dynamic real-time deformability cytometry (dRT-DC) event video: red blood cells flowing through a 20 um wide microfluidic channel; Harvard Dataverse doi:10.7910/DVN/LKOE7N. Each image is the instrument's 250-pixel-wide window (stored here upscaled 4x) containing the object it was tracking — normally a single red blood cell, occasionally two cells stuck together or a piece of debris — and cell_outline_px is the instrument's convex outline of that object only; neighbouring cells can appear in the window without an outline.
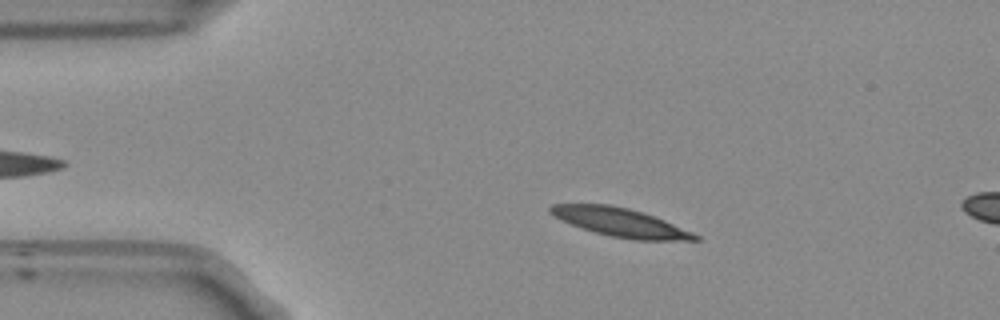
{"species": "Egyptian fruit bat (a non-hibernating species)", "species_latin": "Rousettus aegyptiacus", "temperature_condition": "room temperature", "stored_images_in_passage": 40, "camera_frame_rate_fps": 3000, "um_per_image_px": 0.085, "frame": {"image": 1, "passage_image": 4, "time_ms": 1.0, "image_size_px": [1000, 320], "cell_outline_px": [[704, 240], [632, 240], [612, 236], [580, 228], [560, 220], [548, 212], [548, 208], [552, 204], [608, 204], [628, 208], [664, 220], [692, 232], [700, 236]], "centroid_in_image_um": [52.7, 18.9], "position_along_channel_um": 32.3, "area_um2": 23.93}}
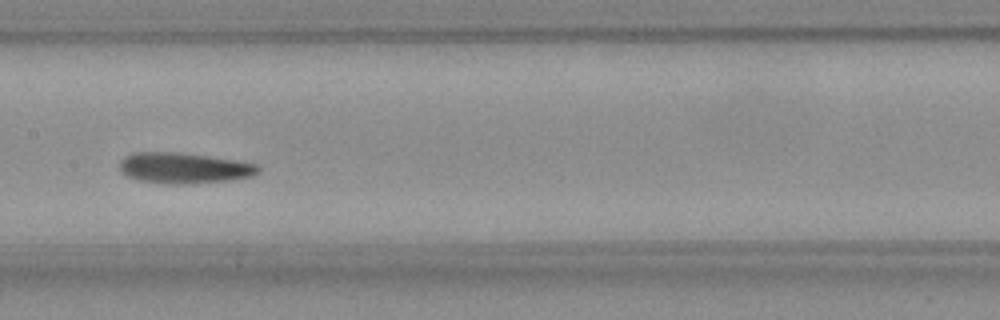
{"frame": {"image": 2, "passage_image": 20, "time_ms": 6.333, "image_size_px": [1000, 320], "cell_outline_px": [[260, 172], [252, 176], [232, 180], [188, 184], [168, 184], [136, 180], [128, 176], [120, 168], [120, 160], [136, 152], [180, 152], [236, 160], [260, 164]], "centroid_in_image_um": [15.7, 14.29], "position_along_channel_um": 191.7, "area_um2": 24.97}}
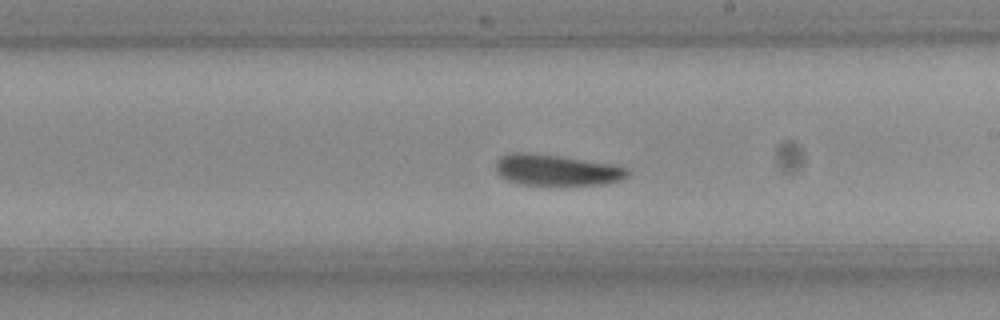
{"frame": {"image": 3, "passage_image": 24, "time_ms": 7.667, "image_size_px": [1000, 320], "cell_outline_px": [[632, 172], [628, 176], [620, 180], [604, 184], [520, 184], [508, 180], [500, 176], [496, 172], [496, 160], [500, 156], [512, 152], [524, 152], [560, 156], [612, 164], [628, 168]], "centroid_in_image_um": [47.31, 14.44], "position_along_channel_um": 241.7, "area_um2": 23.76}, "authors_computed_cell_mechanics": {"area_um2": 23.9003, "velocity_mm_per_s": 3.754, "shape_relaxation_time_tau1_ms": 3.6047, "shape_relaxation_time_tau2_ms": 3.6445, "deformation_change_tau1": 0.1425, "deformation_change_tau2": 0.1078}}